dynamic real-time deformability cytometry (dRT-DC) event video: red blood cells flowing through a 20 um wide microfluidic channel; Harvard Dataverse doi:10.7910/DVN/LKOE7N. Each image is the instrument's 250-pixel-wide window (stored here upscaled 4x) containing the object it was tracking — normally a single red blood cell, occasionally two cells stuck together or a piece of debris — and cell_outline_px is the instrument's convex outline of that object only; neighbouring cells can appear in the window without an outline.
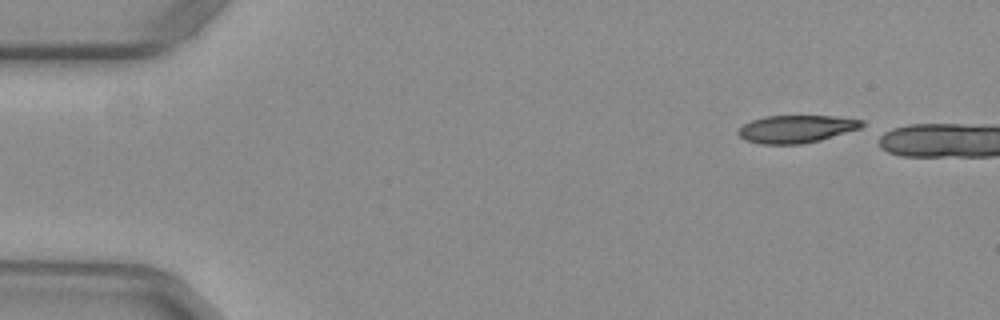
{"species": "common noctule bat (a hibernating species)", "species_latin": "Nyctalus noctula", "temperature_condition": "warm", "stored_images_in_passage": 5, "camera_frame_rate_fps": 3000, "um_per_image_px": 0.085, "animal": {"sex": "female", "body_mass_g": 29.2, "forearm_length_mm": 56.3}, "frame": {"image": 1, "passage_image": 1, "time_ms": 0.0, "image_size_px": [1000, 320], "cell_outline_px": [[864, 124], [860, 128], [820, 140], [800, 144], [760, 144], [744, 140], [736, 132], [744, 124], [752, 120], [764, 116], [832, 116], [864, 120]], "centroid_in_image_um": [67.66, 10.96], "position_along_channel_um": 17.3, "area_um2": 19.83}}